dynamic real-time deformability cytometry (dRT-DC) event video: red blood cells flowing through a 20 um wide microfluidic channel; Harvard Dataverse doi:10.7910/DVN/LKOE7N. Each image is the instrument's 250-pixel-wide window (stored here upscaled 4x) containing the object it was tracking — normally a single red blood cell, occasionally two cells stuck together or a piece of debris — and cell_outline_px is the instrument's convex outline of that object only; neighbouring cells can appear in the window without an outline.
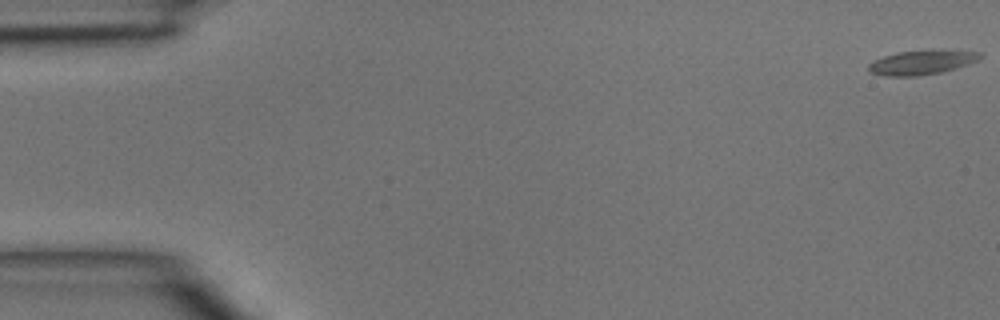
{"species": "common noctule bat (a hibernating species)", "species_latin": "Nyctalus noctula", "temperature_condition": "room temperature", "stored_images_in_passage": 11, "camera_frame_rate_fps": 3000, "um_per_image_px": 0.085, "animal": {"sex": "male", "body_mass_g": 15.6}, "frame": {"image": 1, "passage_image": 1, "time_ms": 0.0, "image_size_px": [1000, 320], "cell_outline_px": [[984, 56], [980, 60], [956, 68], [940, 72], [916, 76], [884, 76], [868, 72], [868, 64], [884, 56], [900, 52], [932, 48], [980, 52]], "centroid_in_image_um": [78.4, 5.28], "position_along_channel_um": 6.6, "area_um2": 16.18}}